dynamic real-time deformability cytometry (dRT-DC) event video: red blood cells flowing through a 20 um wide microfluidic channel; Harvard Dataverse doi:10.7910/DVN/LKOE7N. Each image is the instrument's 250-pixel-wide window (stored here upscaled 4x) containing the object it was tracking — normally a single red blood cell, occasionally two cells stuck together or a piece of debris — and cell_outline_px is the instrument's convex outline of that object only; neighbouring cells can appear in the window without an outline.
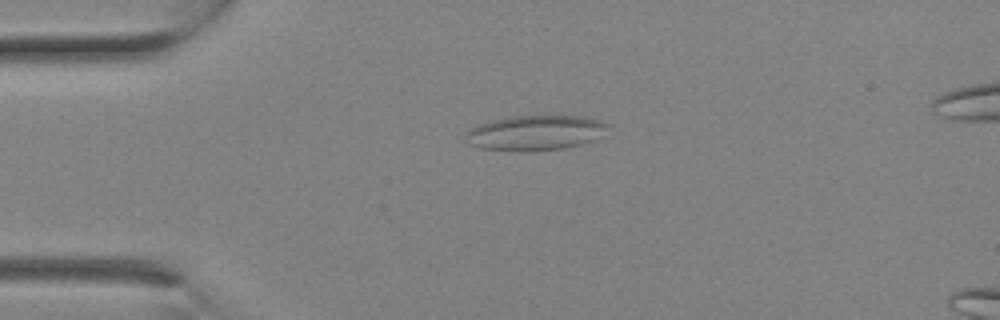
{"species": "Egyptian fruit bat (a non-hibernating species)", "species_latin": "Rousettus aegyptiacus", "temperature_condition": "room temperature", "stored_images_in_passage": 4, "camera_frame_rate_fps": 3000, "um_per_image_px": 0.085, "animal": {"sex": "female"}, "frame": {"image": 1, "passage_image": 1, "time_ms": 0.0, "image_size_px": [1000, 320], "cell_outline_px": [[608, 124], [592, 140], [580, 144], [564, 148], [516, 152], [480, 148], [468, 144], [468, 132], [476, 124], [492, 120], [512, 116], [588, 116], [600, 120]], "centroid_in_image_um": [45.44, 11.28], "position_along_channel_um": 39.6, "area_um2": 28.61}}